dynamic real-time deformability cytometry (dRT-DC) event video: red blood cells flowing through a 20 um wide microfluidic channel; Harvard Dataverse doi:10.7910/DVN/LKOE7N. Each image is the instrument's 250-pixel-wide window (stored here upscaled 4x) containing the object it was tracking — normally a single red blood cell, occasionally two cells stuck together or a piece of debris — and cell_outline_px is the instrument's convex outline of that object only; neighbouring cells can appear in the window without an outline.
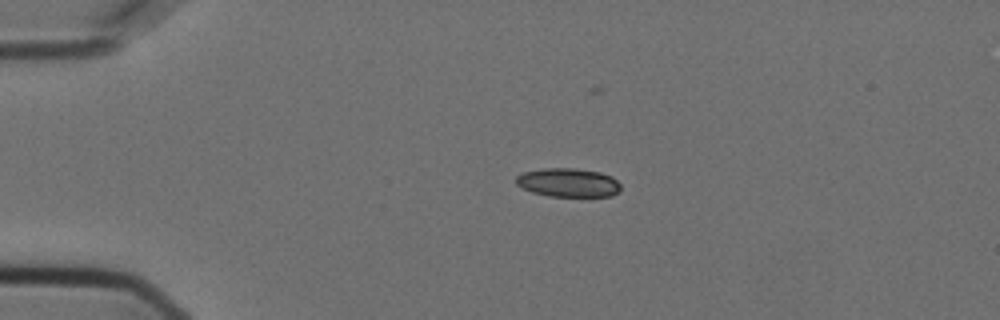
{"species": "Egyptian fruit bat (a non-hibernating species)", "species_latin": "Rousettus aegyptiacus", "temperature_condition": "cold", "stored_images_in_passage": 27, "camera_frame_rate_fps": 3000, "um_per_image_px": 0.085, "animal": {"sex": "female"}, "frame": {"image": 1, "passage_image": 1, "time_ms": 0.0, "image_size_px": [1000, 320], "cell_outline_px": [[620, 192], [612, 196], [548, 196], [532, 192], [516, 184], [516, 176], [524, 172], [544, 168], [572, 168], [600, 172], [612, 176], [620, 184]], "centroid_in_image_um": [48.32, 15.52], "position_along_channel_um": 36.7, "area_um2": 17.51}}
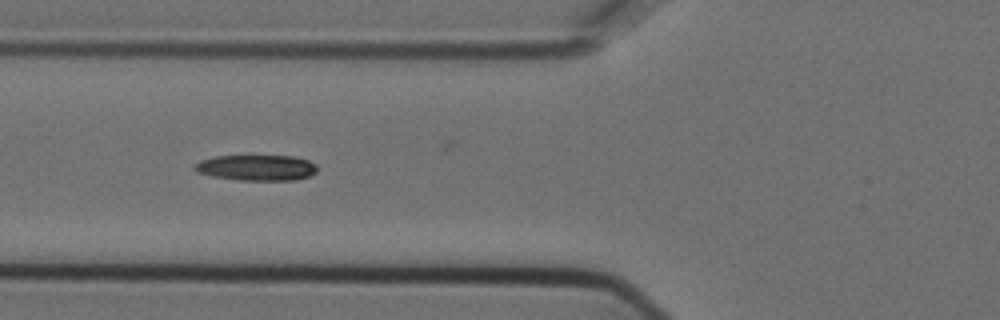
{"frame": {"image": 2, "passage_image": 10, "time_ms": 3.0, "image_size_px": [1000, 320], "cell_outline_px": [[316, 172], [308, 176], [296, 180], [240, 180], [212, 176], [196, 172], [192, 168], [192, 164], [200, 160], [216, 156], [292, 156], [308, 160], [316, 164]], "centroid_in_image_um": [21.76, 14.25], "position_along_channel_um": 104.0, "area_um2": 18.44}}
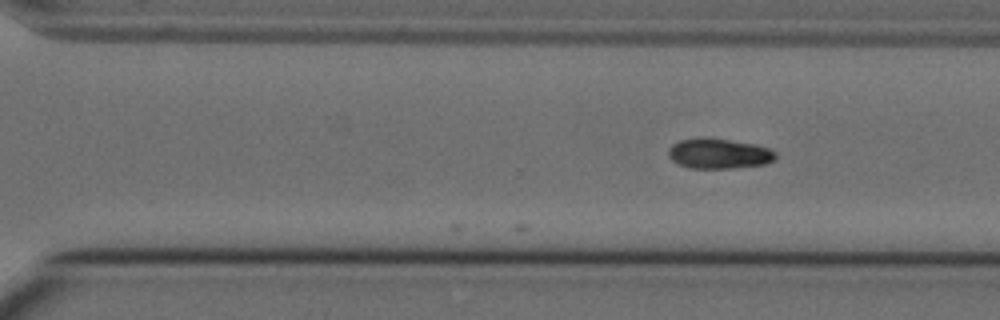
{"frame": {"image": 3, "passage_image": 27, "time_ms": 8.667, "image_size_px": [1000, 320], "cell_outline_px": [[776, 160], [764, 164], [732, 168], [688, 168], [676, 164], [668, 156], [668, 148], [672, 144], [680, 140], [728, 140], [752, 144], [768, 148], [776, 152]], "centroid_in_image_um": [61.1, 13.1], "position_along_channel_um": 309.5, "area_um2": 18.32}}